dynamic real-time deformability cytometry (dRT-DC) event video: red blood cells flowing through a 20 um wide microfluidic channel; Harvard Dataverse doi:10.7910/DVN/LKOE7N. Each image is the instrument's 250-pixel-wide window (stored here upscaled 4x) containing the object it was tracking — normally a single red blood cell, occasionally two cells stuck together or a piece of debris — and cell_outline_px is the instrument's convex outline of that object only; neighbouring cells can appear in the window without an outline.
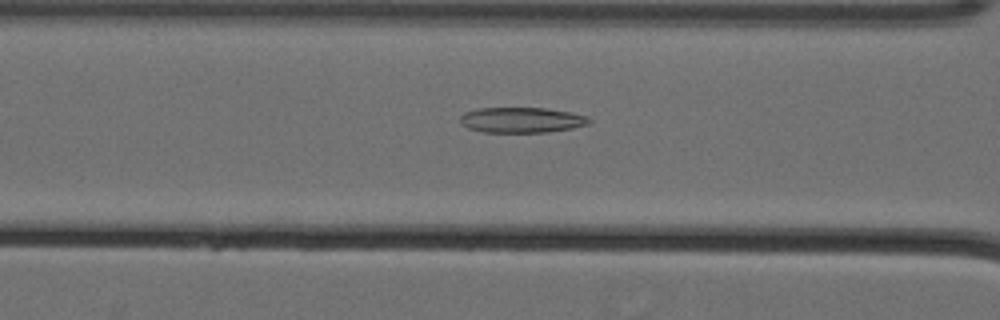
{"species": "Egyptian fruit bat (a non-hibernating species)", "species_latin": "Rousettus aegyptiacus", "temperature_condition": "cold", "stored_images_in_passage": 59, "camera_frame_rate_fps": 3000, "um_per_image_px": 0.085, "animal": {"sex": "female"}, "frame": {"image": 1, "passage_image": 27, "time_ms": 8.667, "image_size_px": [1000, 320], "cell_outline_px": [[592, 124], [572, 128], [548, 132], [484, 132], [468, 128], [460, 124], [460, 116], [464, 112], [476, 108], [544, 108], [572, 112], [588, 116], [592, 120]], "centroid_in_image_um": [44.36, 10.2], "position_along_channel_um": 122.2, "area_um2": 19.36}}
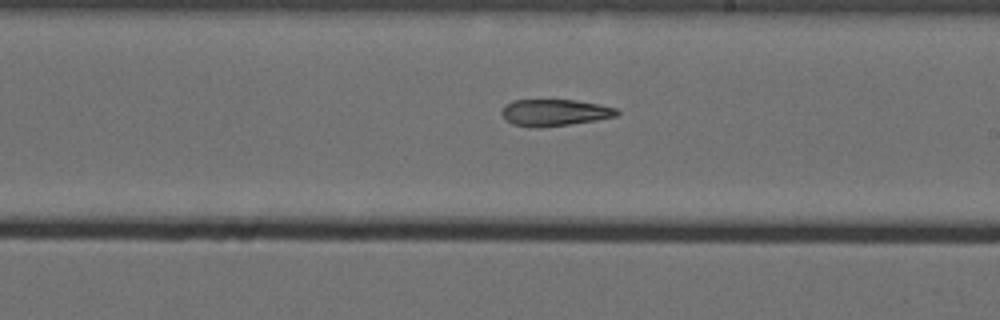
{"frame": {"image": 2, "passage_image": 37, "time_ms": 12.0, "image_size_px": [1000, 320], "cell_outline_px": [[620, 112], [616, 116], [596, 120], [540, 128], [512, 124], [504, 120], [500, 112], [504, 104], [512, 100], [576, 100], [600, 104], [616, 108]], "centroid_in_image_um": [47.1, 9.56], "position_along_channel_um": 241.9, "area_um2": 18.03}}
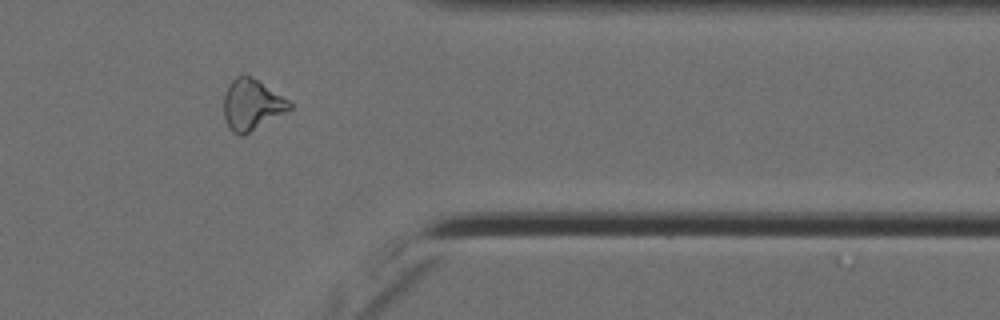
{"frame": {"image": 3, "passage_image": 50, "time_ms": 16.333, "image_size_px": [1000, 320], "cell_outline_px": [[292, 108], [248, 132], [240, 136], [232, 132], [228, 128], [224, 116], [224, 92], [228, 84], [236, 76], [244, 72], [288, 100], [292, 104]], "centroid_in_image_um": [21.34, 8.87], "position_along_channel_um": 390.1, "area_um2": 19.19}, "authors_computed_cell_mechanics": {"area_um2": 21.0392, "velocity_mm_per_s": 3.578, "shape_relaxation_time_tau1_ms": null, "shape_relaxation_time_tau2_ms": 5.9611, "deformation_change_tau1": null, "deformation_change_tau2": 0.1526}}